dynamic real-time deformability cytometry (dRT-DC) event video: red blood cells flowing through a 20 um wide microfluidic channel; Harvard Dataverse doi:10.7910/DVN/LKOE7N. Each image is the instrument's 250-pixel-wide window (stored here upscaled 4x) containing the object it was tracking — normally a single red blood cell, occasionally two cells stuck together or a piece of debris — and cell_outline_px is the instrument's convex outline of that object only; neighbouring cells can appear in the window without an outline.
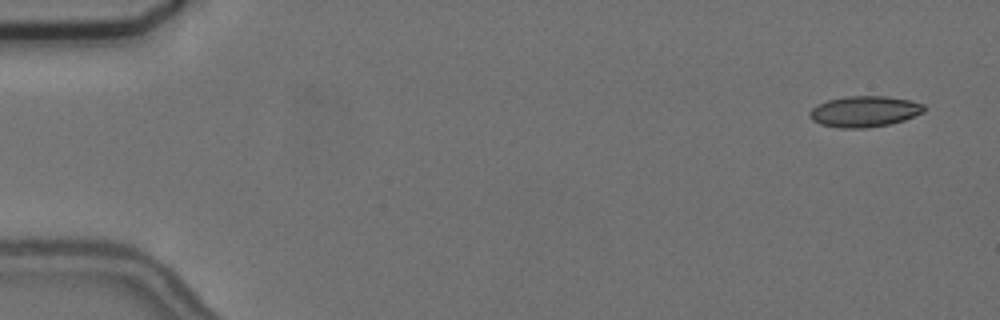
{"species": "common noctule bat (a hibernating species)", "species_latin": "Nyctalus noctula", "temperature_condition": "cold", "stored_images_in_passage": 5, "camera_frame_rate_fps": 3000, "um_per_image_px": 0.085, "animal": {"sex": "female", "body_mass_g": 24.6, "forearm_length_mm": 56.2}, "frame": {"image": 1, "passage_image": 1, "time_ms": 0.0, "image_size_px": [1000, 320], "cell_outline_px": [[928, 108], [924, 112], [904, 120], [888, 124], [864, 128], [840, 128], [820, 124], [812, 120], [808, 116], [808, 112], [816, 104], [828, 100], [848, 96], [884, 96], [908, 100], [924, 104]], "centroid_in_image_um": [73.46, 9.47], "position_along_channel_um": 11.5, "area_um2": 20.69}}
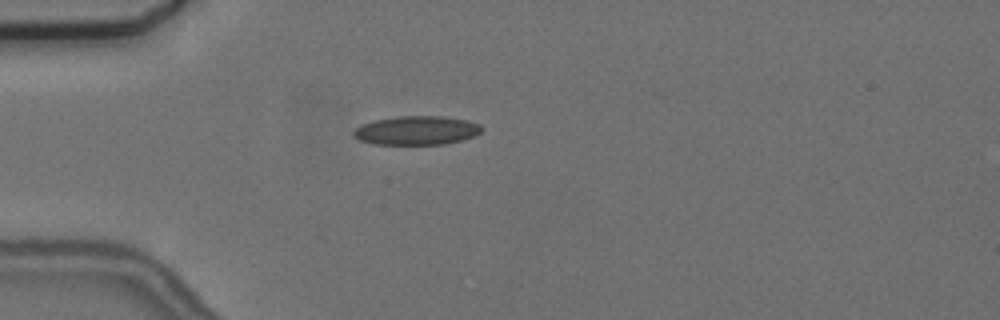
{"frame": {"image": 2, "passage_image": 4, "time_ms": 4.333, "image_size_px": [1000, 320], "cell_outline_px": [[484, 128], [476, 136], [444, 144], [372, 144], [360, 140], [352, 132], [356, 128], [364, 124], [376, 120], [396, 116], [444, 116], [468, 120], [480, 124]], "centroid_in_image_um": [35.47, 11.08], "position_along_channel_um": 49.5, "area_um2": 21.5}}